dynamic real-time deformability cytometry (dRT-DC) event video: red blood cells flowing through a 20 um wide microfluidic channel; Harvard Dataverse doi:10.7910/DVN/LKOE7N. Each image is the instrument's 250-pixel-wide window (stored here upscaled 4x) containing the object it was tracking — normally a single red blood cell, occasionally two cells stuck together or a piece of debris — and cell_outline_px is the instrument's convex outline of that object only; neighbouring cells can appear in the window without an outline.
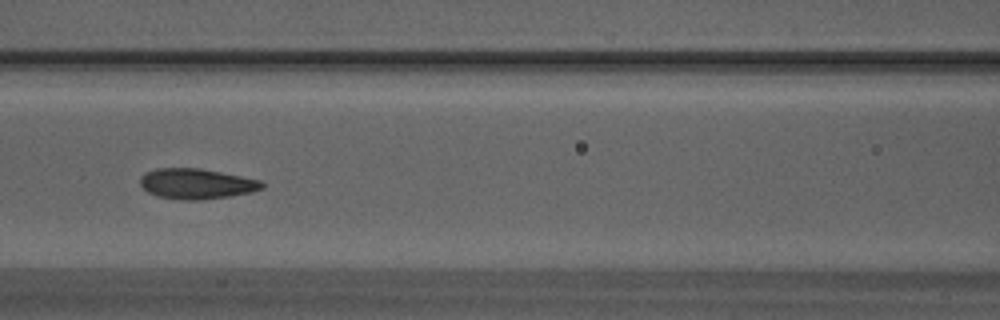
{"species": "Egyptian fruit bat (a non-hibernating species)", "species_latin": "Rousettus aegyptiacus", "temperature_condition": "warm", "stored_images_in_passage": 40, "camera_frame_rate_fps": 3000, "um_per_image_px": 0.085, "animal": {"sex": "male"}, "frame": {"image": 1, "passage_image": 12, "time_ms": 3.667, "image_size_px": [1000, 320], "cell_outline_px": [[264, 188], [252, 192], [232, 196], [204, 200], [180, 200], [156, 196], [148, 192], [140, 184], [140, 176], [144, 172], [156, 168], [200, 168], [260, 180], [264, 184]], "centroid_in_image_um": [16.68, 15.63], "position_along_channel_um": 149.9, "area_um2": 21.79}, "authors_computed_cell_mechanics": {"area_um2": 21.0681, "velocity_mm_per_s": 4.2031, "shape_relaxation_time_tau1_ms": 3.0995, "shape_relaxation_time_tau2_ms": 1.0339, "deformation_change_tau1": 0.1291, "deformation_change_tau2": 0.0668}}